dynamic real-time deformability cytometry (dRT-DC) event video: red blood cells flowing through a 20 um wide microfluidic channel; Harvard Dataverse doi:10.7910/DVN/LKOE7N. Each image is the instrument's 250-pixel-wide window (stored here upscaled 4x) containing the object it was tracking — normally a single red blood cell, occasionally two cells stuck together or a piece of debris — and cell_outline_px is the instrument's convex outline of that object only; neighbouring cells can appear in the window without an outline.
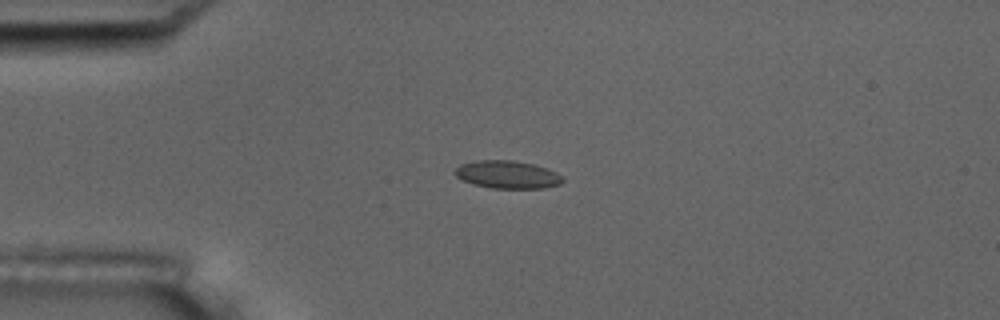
{"species": "common noctule bat (a hibernating species)", "species_latin": "Nyctalus noctula", "temperature_condition": "room temperature", "stored_images_in_passage": 5, "camera_frame_rate_fps": 3000, "um_per_image_px": 0.085, "animal": {"sex": "male", "body_mass_g": 17.5, "forearm_length_mm": 52.3}, "frame": {"image": 1, "passage_image": 4, "time_ms": 4.333, "image_size_px": [1000, 320], "cell_outline_px": [[564, 180], [560, 184], [544, 188], [492, 188], [472, 184], [456, 176], [452, 172], [460, 164], [476, 160], [512, 160], [532, 164], [548, 168], [564, 176]], "centroid_in_image_um": [43.13, 14.83], "position_along_channel_um": 41.9, "area_um2": 17.57}}